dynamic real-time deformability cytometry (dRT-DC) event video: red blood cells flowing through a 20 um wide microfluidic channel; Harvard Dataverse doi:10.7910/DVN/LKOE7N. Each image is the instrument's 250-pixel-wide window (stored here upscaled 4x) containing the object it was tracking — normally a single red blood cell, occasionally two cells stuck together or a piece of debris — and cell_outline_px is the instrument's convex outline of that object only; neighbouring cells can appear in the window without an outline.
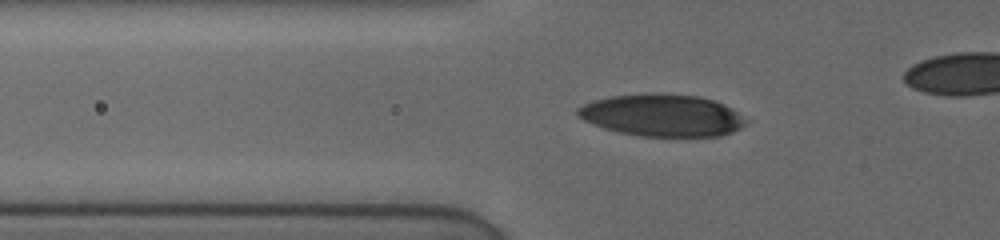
{"species": "human", "species_latin": "Homo sapiens", "temperature_condition": "cold", "stored_images_in_passage": 22, "camera_frame_rate_fps": 3000, "um_per_image_px": 0.085, "donor": {"sex": "female"}, "frame": {"image": 1, "passage_image": 2, "time_ms": 0.667, "image_size_px": [1000, 240], "cell_outline_px": [[752, 120], [740, 128], [732, 132], [720, 136], [640, 136], [620, 132], [604, 128], [584, 120], [576, 116], [576, 108], [592, 100], [612, 96], [652, 92], [700, 96], [724, 104]], "centroid_in_image_um": [56.31, 9.79], "position_along_channel_um": 69.5, "area_um2": 41.67}}
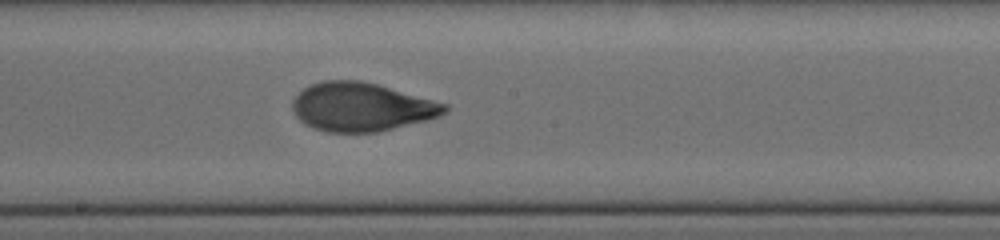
{"frame": {"image": 2, "passage_image": 11, "time_ms": 4.667, "image_size_px": [1000, 240], "cell_outline_px": [[448, 108], [444, 112], [428, 120], [376, 132], [324, 132], [304, 124], [292, 112], [292, 100], [304, 88], [312, 84], [324, 80], [360, 80], [376, 84], [448, 104]], "centroid_in_image_um": [30.68, 9.09], "position_along_channel_um": 217.5, "area_um2": 42.83}}
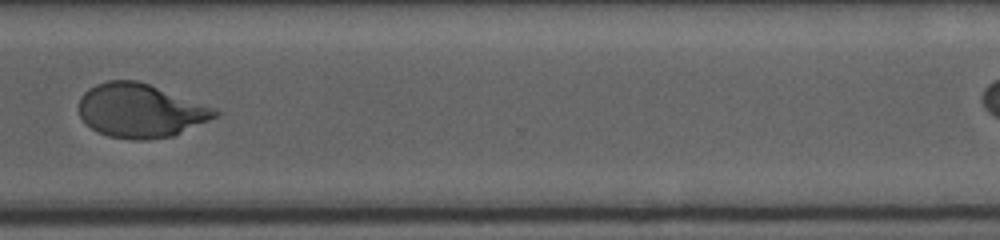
{"frame": {"image": 3, "passage_image": 19, "time_ms": 8.333, "image_size_px": [1000, 240], "cell_outline_px": [[220, 112], [216, 116], [208, 120], [172, 136], [148, 140], [132, 140], [108, 136], [92, 128], [80, 116], [80, 96], [88, 88], [96, 84], [108, 80], [136, 80], [148, 84], [216, 108]], "centroid_in_image_um": [11.92, 9.4], "position_along_channel_um": 358.7, "area_um2": 42.25}}